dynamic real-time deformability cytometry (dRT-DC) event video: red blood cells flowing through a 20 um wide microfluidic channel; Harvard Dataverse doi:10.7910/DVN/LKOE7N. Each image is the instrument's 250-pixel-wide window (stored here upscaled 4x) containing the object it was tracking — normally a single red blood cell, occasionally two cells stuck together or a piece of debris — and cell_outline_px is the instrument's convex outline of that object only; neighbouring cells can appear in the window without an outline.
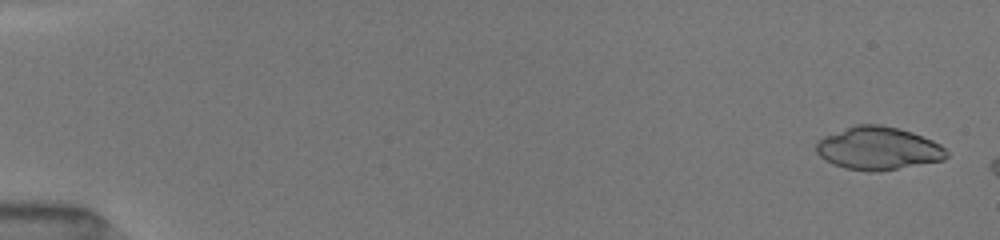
{"species": "common noctule bat (a hibernating species)", "species_latin": "Nyctalus noctula", "temperature_condition": "room temperature", "stored_images_in_passage": 10, "camera_frame_rate_fps": 3000, "um_per_image_px": 0.085, "animal": {"sex": "female", "body_mass_g": 19.5, "forearm_length_mm": 54.1}, "frame": {"image": 1, "passage_image": 1, "time_ms": 0.0, "image_size_px": [1000, 240], "cell_outline_px": [[948, 156], [944, 160], [880, 172], [868, 172], [844, 168], [832, 164], [824, 160], [816, 152], [816, 140], [824, 136], [856, 124], [880, 124], [900, 128], [912, 132], [932, 140], [940, 144], [948, 152]], "centroid_in_image_um": [74.64, 12.62], "position_along_channel_um": 10.4, "area_um2": 33.06}}